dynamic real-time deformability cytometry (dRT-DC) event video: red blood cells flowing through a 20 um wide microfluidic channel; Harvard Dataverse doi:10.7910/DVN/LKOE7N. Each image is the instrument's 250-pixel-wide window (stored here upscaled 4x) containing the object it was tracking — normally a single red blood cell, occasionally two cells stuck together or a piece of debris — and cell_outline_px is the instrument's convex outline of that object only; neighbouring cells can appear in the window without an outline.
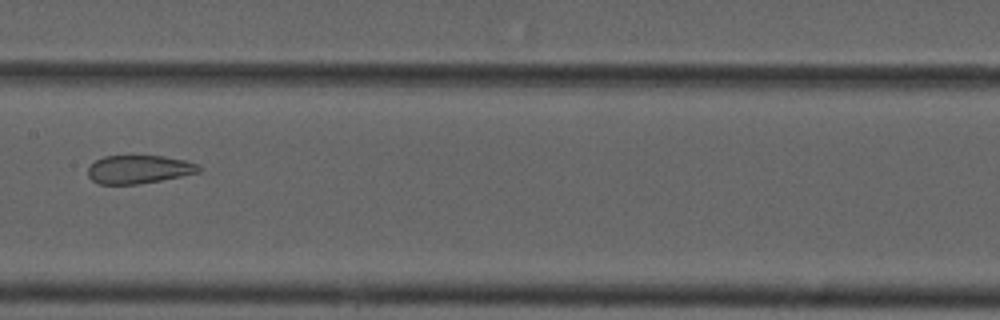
{"species": "common noctule bat (a hibernating species)", "species_latin": "Nyctalus noctula", "temperature_condition": "cold", "stored_images_in_passage": 8, "camera_frame_rate_fps": 3000, "um_per_image_px": 0.085, "animal": {"sex": "male", "forearm_length_mm": 52.5}, "frame": {"image": 1, "passage_image": 5, "time_ms": 5.333, "image_size_px": [1000, 320], "cell_outline_px": [[204, 168], [200, 172], [160, 180], [136, 184], [100, 184], [92, 180], [88, 176], [88, 168], [96, 160], [104, 156], [164, 156], [184, 160], [196, 164]], "centroid_in_image_um": [11.81, 14.39], "position_along_channel_um": 195.6, "area_um2": 18.15}}
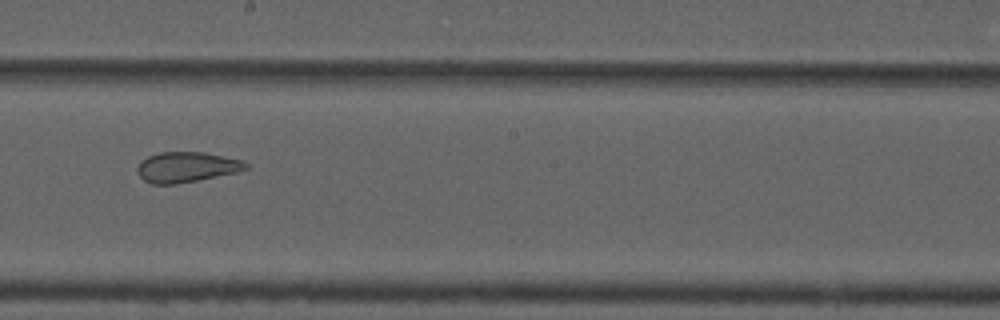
{"frame": {"image": 2, "passage_image": 6, "time_ms": 6.333, "image_size_px": [1000, 320], "cell_outline_px": [[248, 168], [236, 172], [176, 184], [152, 184], [144, 180], [136, 172], [136, 168], [148, 156], [160, 152], [204, 152], [244, 160], [248, 164]], "centroid_in_image_um": [15.86, 14.19], "position_along_channel_um": 232.3, "area_um2": 19.02}}
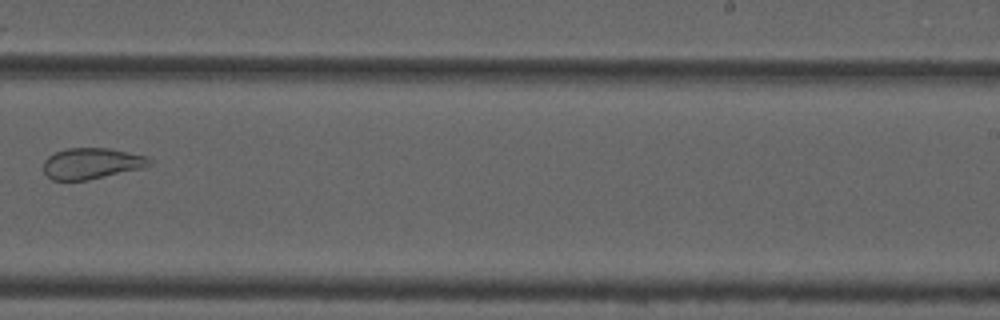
{"frame": {"image": 3, "passage_image": 7, "time_ms": 7.667, "image_size_px": [1000, 320], "cell_outline_px": [[152, 164], [140, 168], [88, 180], [52, 180], [44, 172], [44, 160], [48, 156], [56, 152], [68, 148], [108, 148], [148, 156], [152, 160]], "centroid_in_image_um": [7.78, 13.89], "position_along_channel_um": 281.2, "area_um2": 19.02}}